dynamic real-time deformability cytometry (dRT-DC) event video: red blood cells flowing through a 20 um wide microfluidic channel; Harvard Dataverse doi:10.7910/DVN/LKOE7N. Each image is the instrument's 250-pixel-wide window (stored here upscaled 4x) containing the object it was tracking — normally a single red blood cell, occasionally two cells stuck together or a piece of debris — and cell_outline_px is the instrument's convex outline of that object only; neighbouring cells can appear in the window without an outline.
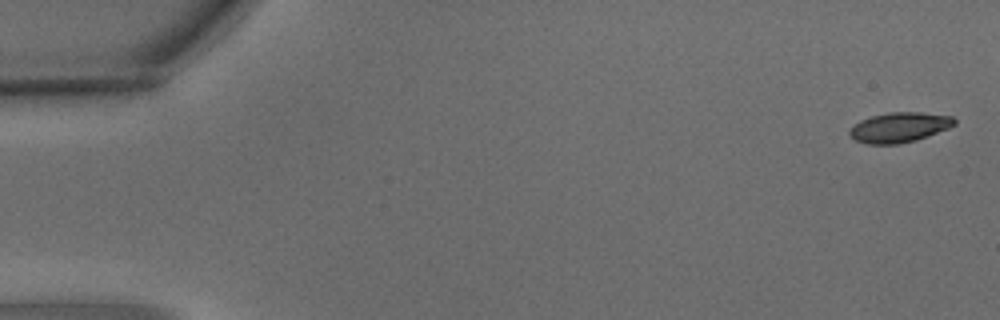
{"species": "common noctule bat (a hibernating species)", "species_latin": "Nyctalus noctula", "temperature_condition": "warm", "stored_images_in_passage": 5, "camera_frame_rate_fps": 3000, "um_per_image_px": 0.085, "animal": {"sex": "male", "body_mass_g": 15.6}, "frame": {"image": 1, "passage_image": 1, "time_ms": 0.0, "image_size_px": [1000, 320], "cell_outline_px": [[956, 124], [948, 128], [916, 140], [900, 144], [868, 144], [856, 140], [848, 132], [860, 120], [872, 116], [892, 112], [920, 112], [952, 116], [956, 120]], "centroid_in_image_um": [76.47, 10.82], "position_along_channel_um": 8.5, "area_um2": 18.09}}
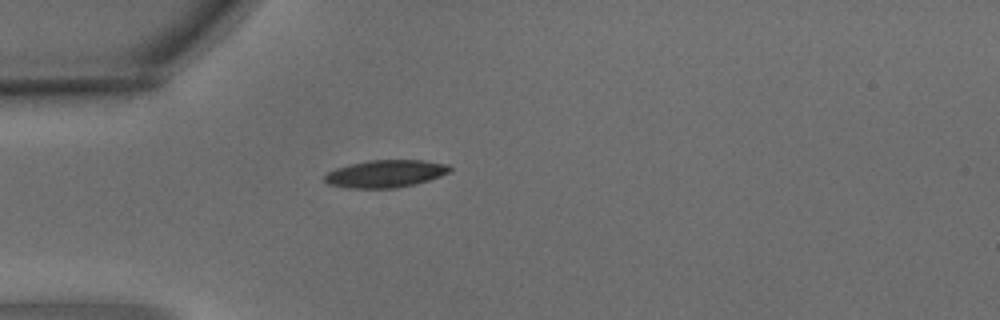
{"frame": {"image": 2, "passage_image": 5, "time_ms": 1.333, "image_size_px": [1000, 320], "cell_outline_px": [[452, 168], [448, 172], [440, 176], [416, 184], [396, 188], [348, 188], [328, 184], [324, 180], [324, 176], [328, 172], [336, 168], [348, 164], [368, 160], [424, 160], [448, 164]], "centroid_in_image_um": [32.75, 14.76], "position_along_channel_um": 52.2, "area_um2": 20.11}}